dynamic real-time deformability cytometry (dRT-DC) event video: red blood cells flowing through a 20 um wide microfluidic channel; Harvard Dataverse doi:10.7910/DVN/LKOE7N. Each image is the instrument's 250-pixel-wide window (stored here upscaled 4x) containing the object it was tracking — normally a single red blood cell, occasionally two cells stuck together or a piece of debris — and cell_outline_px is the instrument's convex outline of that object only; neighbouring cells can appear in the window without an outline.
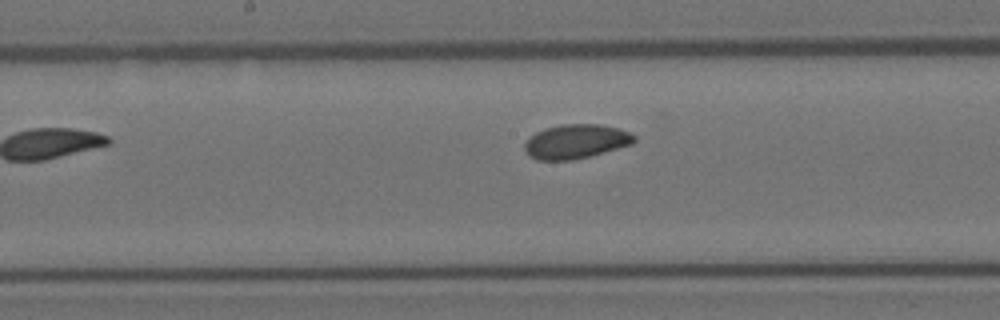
{"species": "Egyptian fruit bat (a non-hibernating species)", "species_latin": "Rousettus aegyptiacus", "temperature_condition": "room temperature", "stored_images_in_passage": 8, "camera_frame_rate_fps": 3000, "um_per_image_px": 0.085, "animal": {"sex": "female"}, "frame": {"image": 1, "passage_image": 5, "time_ms": 1.333, "image_size_px": [1000, 320], "cell_outline_px": [[636, 140], [632, 144], [588, 156], [572, 160], [536, 160], [528, 156], [524, 148], [524, 144], [536, 132], [544, 128], [560, 124], [600, 124], [620, 128], [636, 136]], "centroid_in_image_um": [48.94, 12.02], "position_along_channel_um": 199.3, "area_um2": 21.85}}
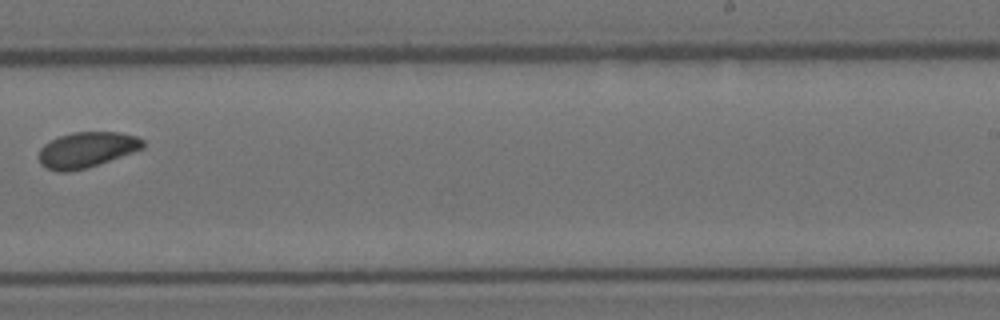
{"frame": {"image": 2, "passage_image": 7, "time_ms": 2.0, "image_size_px": [1000, 320], "cell_outline_px": [[144, 148], [88, 168], [68, 172], [56, 172], [44, 168], [40, 164], [40, 148], [44, 144], [60, 136], [72, 132], [116, 132], [136, 136], [144, 140]], "centroid_in_image_um": [7.35, 12.75], "position_along_channel_um": 281.6, "area_um2": 21.62}}
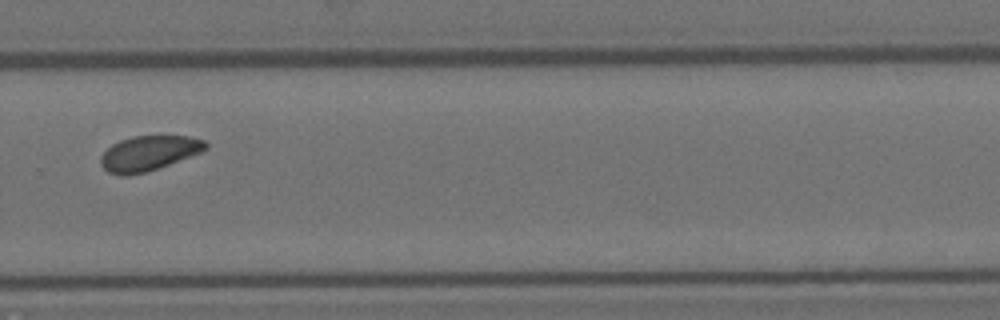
{"frame": {"image": 3, "passage_image": 8, "time_ms": 2.333, "image_size_px": [1000, 320], "cell_outline_px": [[208, 148], [200, 152], [168, 164], [144, 172], [128, 176], [120, 176], [108, 172], [100, 164], [100, 156], [112, 144], [120, 140], [132, 136], [188, 136], [204, 140], [208, 144]], "centroid_in_image_um": [12.61, 13.02], "position_along_channel_um": 317.2, "area_um2": 21.15}}